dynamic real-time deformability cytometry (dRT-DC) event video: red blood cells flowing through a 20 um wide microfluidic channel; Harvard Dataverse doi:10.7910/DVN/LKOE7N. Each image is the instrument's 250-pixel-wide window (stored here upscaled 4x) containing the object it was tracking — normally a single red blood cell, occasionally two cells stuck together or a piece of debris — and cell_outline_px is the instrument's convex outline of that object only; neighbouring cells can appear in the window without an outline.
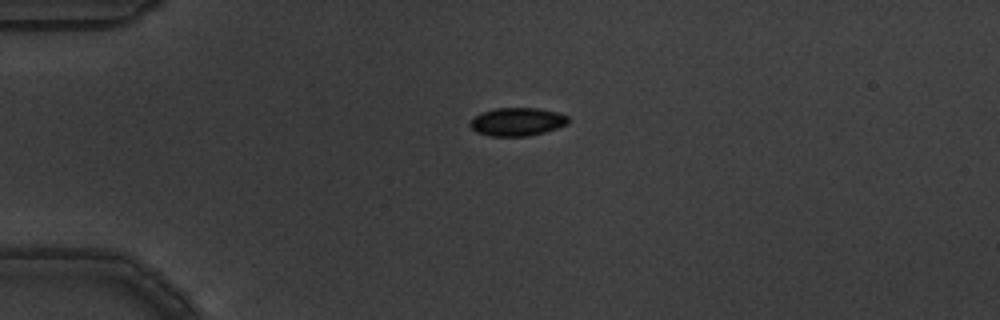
{"species": "common noctule bat (a hibernating species)", "species_latin": "Nyctalus noctula", "temperature_condition": "warm", "stored_images_in_passage": 3, "camera_frame_rate_fps": 3000, "um_per_image_px": 0.085, "animal": {"sex": "male", "body_mass_g": 19.5, "forearm_length_mm": 54.6}, "frame": {"image": 1, "passage_image": 3, "time_ms": 0.667, "image_size_px": [1000, 320], "cell_outline_px": [[568, 124], [544, 132], [528, 136], [492, 136], [476, 132], [468, 124], [480, 112], [496, 108], [536, 108], [556, 112], [568, 116]], "centroid_in_image_um": [43.95, 10.35], "position_along_channel_um": 41.1, "area_um2": 16.01}}